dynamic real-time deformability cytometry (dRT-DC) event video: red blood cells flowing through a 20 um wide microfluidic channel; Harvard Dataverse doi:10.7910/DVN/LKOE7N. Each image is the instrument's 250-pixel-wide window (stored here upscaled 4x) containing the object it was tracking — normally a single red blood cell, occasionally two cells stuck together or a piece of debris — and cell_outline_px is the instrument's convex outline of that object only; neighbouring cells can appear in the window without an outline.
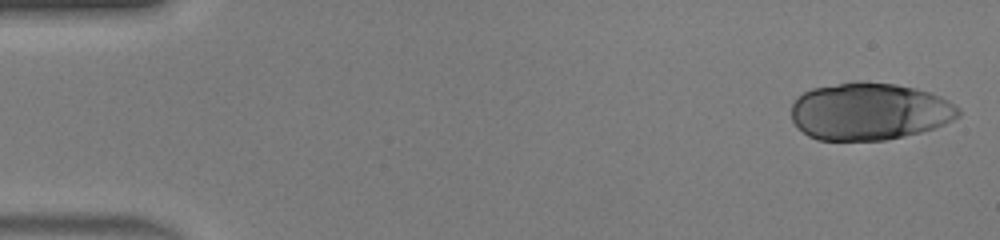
{"species": "human", "species_latin": "Homo sapiens", "temperature_condition": "warm", "stored_images_in_passage": 45, "camera_frame_rate_fps": 3000, "um_per_image_px": 0.085, "donor": {"sex": "male"}, "frame": {"image": 1, "passage_image": 1, "time_ms": 0.0, "image_size_px": [1000, 240], "cell_outline_px": [[960, 116], [944, 124], [920, 132], [884, 140], [816, 140], [808, 136], [792, 120], [792, 104], [796, 96], [812, 88], [856, 80], [860, 80], [896, 84], [916, 88], [932, 92], [948, 100], [960, 108]], "centroid_in_image_um": [73.9, 9.45], "position_along_channel_um": 11.1, "area_um2": 56.18}}
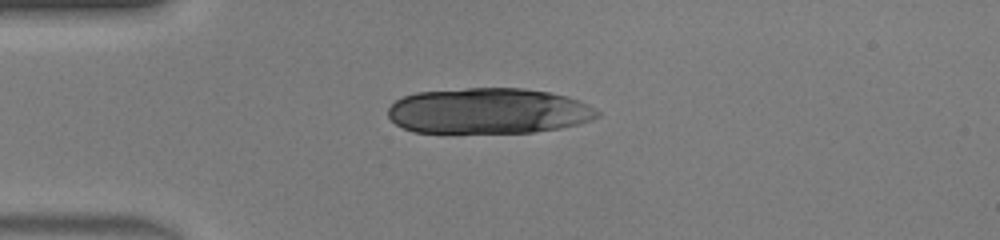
{"frame": {"image": 2, "passage_image": 11, "time_ms": 3.333, "image_size_px": [1000, 240], "cell_outline_px": [[600, 116], [592, 120], [560, 128], [532, 132], [412, 132], [396, 124], [388, 116], [388, 108], [396, 100], [404, 96], [416, 92], [468, 88], [524, 88], [548, 92], [564, 96], [588, 104], [600, 112]], "centroid_in_image_um": [41.51, 9.42], "position_along_channel_um": 43.5, "area_um2": 55.55}}